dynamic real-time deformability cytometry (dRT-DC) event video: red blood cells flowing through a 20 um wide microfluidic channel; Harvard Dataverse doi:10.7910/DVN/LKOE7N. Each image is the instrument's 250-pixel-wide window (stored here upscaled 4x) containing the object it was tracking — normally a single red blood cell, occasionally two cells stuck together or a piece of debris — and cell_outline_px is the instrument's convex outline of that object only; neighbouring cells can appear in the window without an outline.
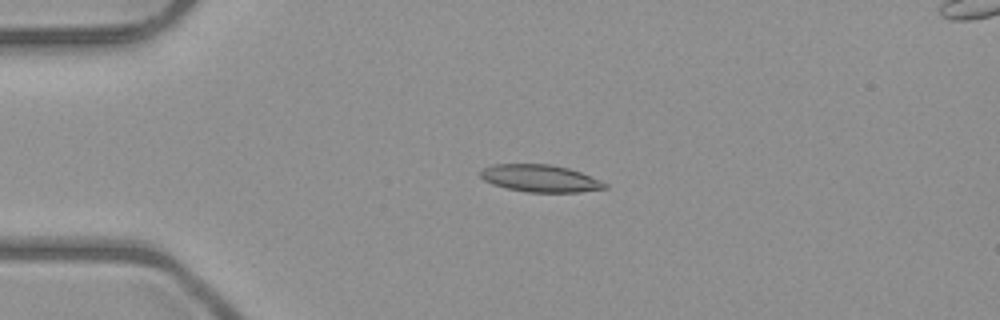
{"species": "common noctule bat (a hibernating species)", "species_latin": "Nyctalus noctula", "temperature_condition": "room temperature", "stored_images_in_passage": 3, "segment_of_instrument_passage": [1, 2], "camera_frame_rate_fps": 3000, "um_per_image_px": 0.085, "animal": {"sex": "male", "body_mass_g": 23.1, "forearm_length_mm": 52.7}, "frame": {"image": 1, "passage_image": 2, "time_ms": 1.333, "image_size_px": [1000, 320], "cell_outline_px": [[608, 188], [580, 192], [528, 192], [508, 188], [492, 184], [484, 180], [480, 176], [480, 172], [484, 168], [492, 164], [552, 164], [568, 168], [580, 172], [600, 180], [608, 184]], "centroid_in_image_um": [45.93, 15.16], "position_along_channel_um": 39.1, "area_um2": 19.71}}